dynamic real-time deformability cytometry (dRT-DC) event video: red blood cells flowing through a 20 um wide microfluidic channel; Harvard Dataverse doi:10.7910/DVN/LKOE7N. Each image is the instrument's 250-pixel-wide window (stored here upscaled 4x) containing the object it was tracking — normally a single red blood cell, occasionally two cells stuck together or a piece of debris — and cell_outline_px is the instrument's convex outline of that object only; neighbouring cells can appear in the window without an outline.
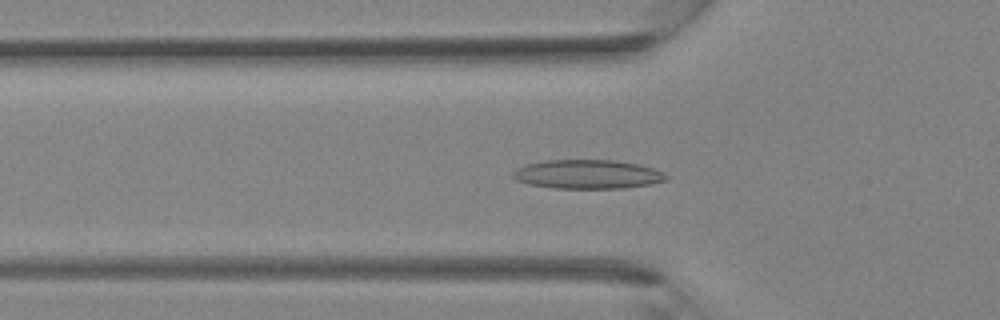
{"species": "Egyptian fruit bat (a non-hibernating species)", "species_latin": "Rousettus aegyptiacus", "temperature_condition": "room temperature", "stored_images_in_passage": 36, "camera_frame_rate_fps": 3000, "um_per_image_px": 0.085, "animal": {"sex": "female"}, "frame": {"image": 1, "passage_image": 12, "time_ms": 3.667, "image_size_px": [1000, 320], "cell_outline_px": [[668, 180], [648, 184], [624, 188], [552, 188], [528, 184], [516, 180], [512, 176], [512, 172], [516, 168], [524, 164], [544, 160], [616, 160], [636, 164], [652, 168], [664, 172], [668, 176]], "centroid_in_image_um": [49.9, 14.81], "position_along_channel_um": 75.9, "area_um2": 26.01}}
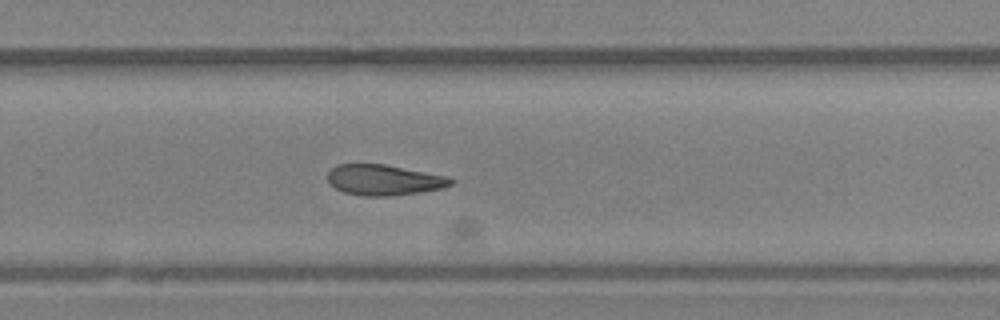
{"frame": {"image": 2, "passage_image": 24, "time_ms": 7.667, "image_size_px": [1000, 320], "cell_outline_px": [[456, 180], [452, 184], [444, 188], [420, 192], [388, 196], [364, 196], [344, 192], [328, 184], [328, 172], [336, 164], [384, 164], [448, 176]], "centroid_in_image_um": [32.65, 15.29], "position_along_channel_um": 297.2, "area_um2": 22.08}}
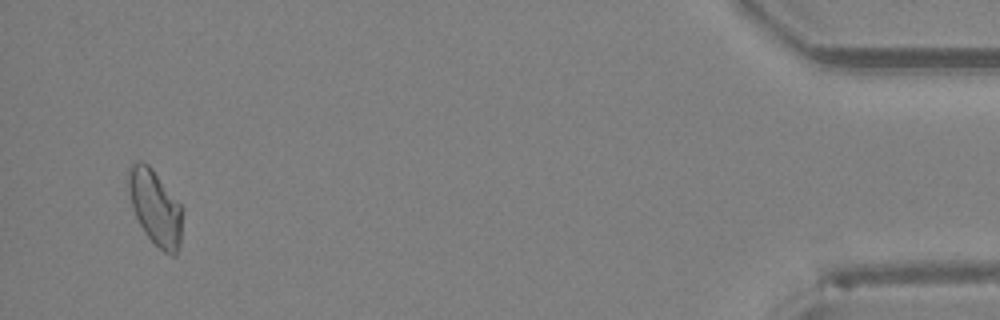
{"frame": {"image": 3, "passage_image": 35, "time_ms": 11.333, "image_size_px": [1000, 320], "cell_outline_px": [[184, 212], [180, 240], [176, 256], [172, 256], [164, 252], [148, 236], [140, 224], [132, 208], [128, 192], [128, 168], [136, 160], [140, 160], [148, 164], [152, 168], [184, 208]], "centroid_in_image_um": [13.21, 17.61], "position_along_channel_um": 422.0, "area_um2": 23.81}}